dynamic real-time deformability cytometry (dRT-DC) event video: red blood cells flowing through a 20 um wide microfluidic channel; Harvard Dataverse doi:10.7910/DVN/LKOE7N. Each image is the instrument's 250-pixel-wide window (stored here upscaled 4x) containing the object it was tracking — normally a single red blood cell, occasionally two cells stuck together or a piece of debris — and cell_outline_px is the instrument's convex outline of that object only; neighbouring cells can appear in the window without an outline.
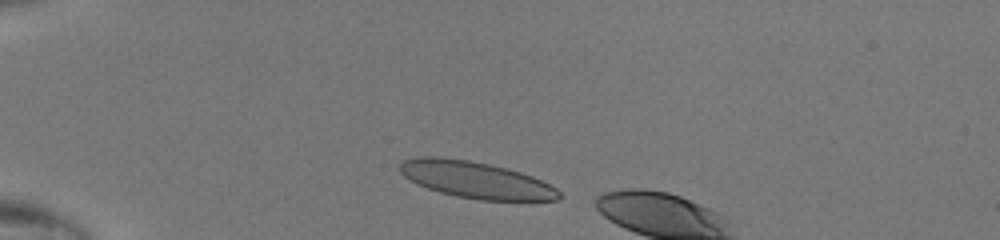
{"species": "human", "species_latin": "Homo sapiens", "temperature_condition": "room temperature", "stored_images_in_passage": 5, "camera_frame_rate_fps": 3000, "um_per_image_px": 0.085, "donor": {"sex": "male"}, "frame": {"image": 1, "passage_image": 2, "time_ms": 0.333, "image_size_px": [1000, 240], "cell_outline_px": [[560, 196], [556, 200], [480, 200], [456, 196], [440, 192], [416, 184], [408, 180], [400, 172], [400, 164], [404, 160], [420, 156], [440, 156], [468, 160], [488, 164], [520, 172], [532, 176], [556, 188], [560, 192]], "centroid_in_image_um": [40.39, 15.28], "position_along_channel_um": 44.6, "area_um2": 33.76}}